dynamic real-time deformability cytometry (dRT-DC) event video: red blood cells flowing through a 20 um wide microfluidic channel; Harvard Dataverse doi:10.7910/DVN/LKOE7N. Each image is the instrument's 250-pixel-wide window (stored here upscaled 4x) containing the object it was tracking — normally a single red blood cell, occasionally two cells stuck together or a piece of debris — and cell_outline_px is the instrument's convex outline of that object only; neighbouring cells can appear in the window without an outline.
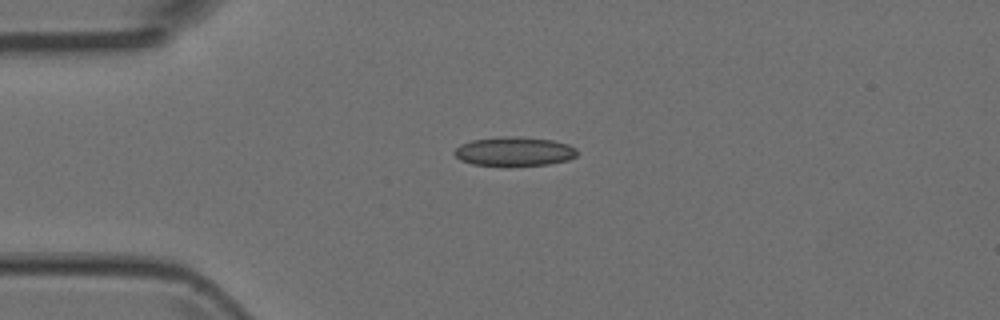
{"species": "Egyptian fruit bat (a non-hibernating species)", "species_latin": "Rousettus aegyptiacus", "temperature_condition": "room temperature", "stored_images_in_passage": 3, "camera_frame_rate_fps": 3000, "um_per_image_px": 0.085, "animal": {"sex": "female"}, "frame": {"image": 1, "passage_image": 1, "time_ms": 0.0, "image_size_px": [1000, 320], "cell_outline_px": [[576, 156], [568, 160], [548, 164], [472, 164], [460, 160], [452, 152], [460, 144], [472, 140], [504, 136], [516, 136], [552, 140], [568, 144], [576, 148]], "centroid_in_image_um": [43.7, 12.84], "position_along_channel_um": 41.3, "area_um2": 20.35}}
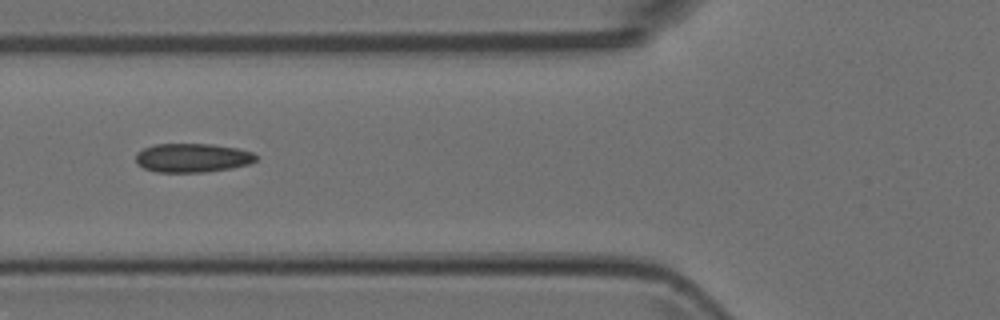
{"frame": {"image": 2, "passage_image": 3, "time_ms": 0.667, "image_size_px": [1000, 320], "cell_outline_px": [[256, 160], [248, 164], [232, 168], [204, 172], [156, 172], [144, 168], [136, 164], [136, 152], [152, 144], [208, 144], [236, 148], [252, 152], [256, 156]], "centroid_in_image_um": [16.31, 13.42], "position_along_channel_um": 109.5, "area_um2": 20.23}}